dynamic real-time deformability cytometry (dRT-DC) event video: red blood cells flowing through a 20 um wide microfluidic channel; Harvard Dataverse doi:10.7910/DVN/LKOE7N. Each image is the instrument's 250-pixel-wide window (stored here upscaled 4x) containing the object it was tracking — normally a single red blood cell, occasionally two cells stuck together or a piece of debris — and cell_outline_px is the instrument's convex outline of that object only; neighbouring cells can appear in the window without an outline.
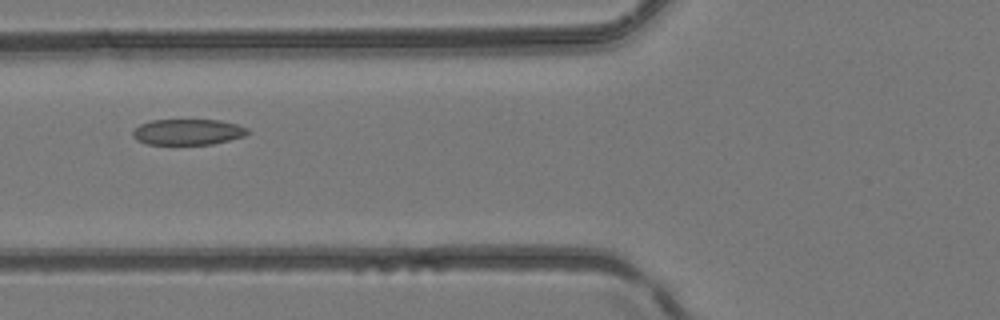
{"species": "common noctule bat (a hibernating species)", "species_latin": "Nyctalus noctula", "temperature_condition": "room temperature", "stored_images_in_passage": 5, "camera_frame_rate_fps": 3000, "um_per_image_px": 0.085, "animal": {"sex": "female", "body_mass_g": 24.6, "forearm_length_mm": 56.2}, "frame": {"image": 1, "passage_image": 4, "time_ms": 1.0, "image_size_px": [1000, 320], "cell_outline_px": [[252, 132], [244, 136], [212, 144], [148, 144], [136, 140], [132, 136], [132, 132], [140, 124], [152, 120], [220, 120], [236, 124], [248, 128]], "centroid_in_image_um": [15.98, 11.21], "position_along_channel_um": 109.8, "area_um2": 17.28}}
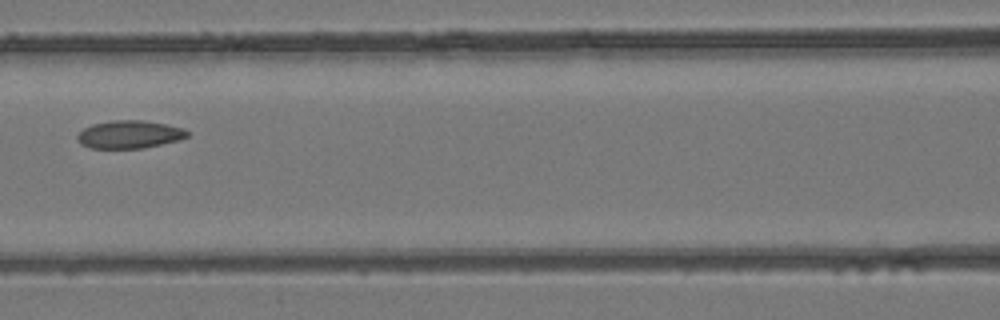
{"frame": {"image": 2, "passage_image": 5, "time_ms": 1.333, "image_size_px": [1000, 320], "cell_outline_px": [[188, 136], [180, 140], [144, 148], [88, 148], [80, 144], [76, 140], [76, 136], [84, 128], [92, 124], [112, 120], [144, 120], [184, 128], [188, 132]], "centroid_in_image_um": [10.98, 11.43], "position_along_channel_um": 155.6, "area_um2": 17.98}}